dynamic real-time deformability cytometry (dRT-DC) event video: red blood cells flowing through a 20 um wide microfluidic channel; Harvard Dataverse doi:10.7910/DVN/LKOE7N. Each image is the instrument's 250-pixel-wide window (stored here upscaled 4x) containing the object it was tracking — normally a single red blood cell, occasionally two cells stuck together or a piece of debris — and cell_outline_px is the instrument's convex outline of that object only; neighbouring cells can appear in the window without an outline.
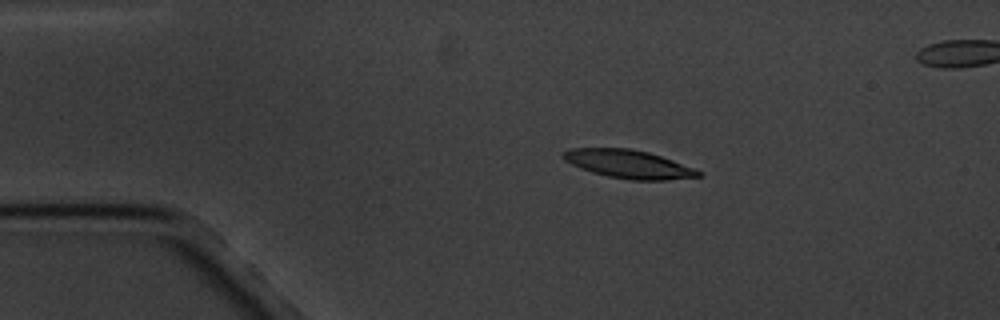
{"species": "common noctule bat (a hibernating species)", "species_latin": "Nyctalus noctula", "temperature_condition": "cold", "stored_images_in_passage": 4, "camera_frame_rate_fps": 3000, "um_per_image_px": 0.085, "animal": {"sex": "male", "body_mass_g": 20.1, "forearm_length_mm": 53.5}, "frame": {"image": 1, "passage_image": 2, "time_ms": 2.0, "image_size_px": [1000, 320], "cell_outline_px": [[704, 172], [700, 176], [668, 180], [628, 180], [608, 176], [592, 172], [580, 168], [564, 160], [560, 156], [564, 152], [572, 148], [628, 148], [648, 152], [672, 160]], "centroid_in_image_um": [53.42, 13.95], "position_along_channel_um": 31.6, "area_um2": 22.2}}